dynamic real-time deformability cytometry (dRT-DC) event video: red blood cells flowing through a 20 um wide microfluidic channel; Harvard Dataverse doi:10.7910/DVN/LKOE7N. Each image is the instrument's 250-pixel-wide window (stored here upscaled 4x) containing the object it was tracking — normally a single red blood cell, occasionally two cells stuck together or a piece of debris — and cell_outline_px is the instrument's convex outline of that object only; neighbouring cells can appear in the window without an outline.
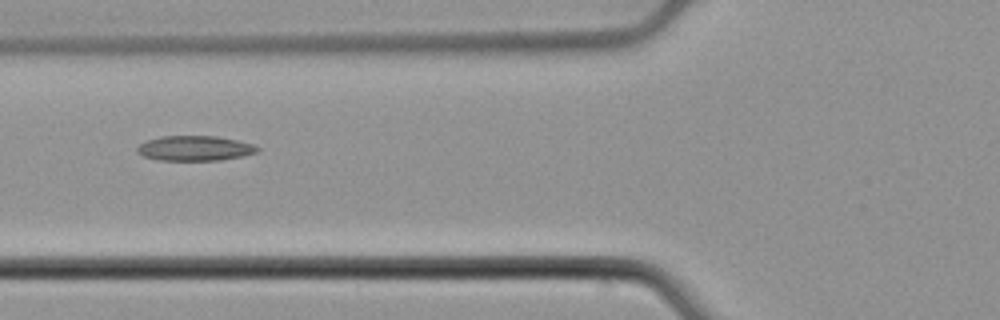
{"species": "common noctule bat (a hibernating species)", "species_latin": "Nyctalus noctula", "temperature_condition": "cold", "stored_images_in_passage": 9, "camera_frame_rate_fps": 3000, "um_per_image_px": 0.085, "animal": {"sex": "male", "body_mass_g": 21.5, "forearm_length_mm": 52.0}, "frame": {"image": 1, "passage_image": 6, "time_ms": 1.667, "image_size_px": [1000, 320], "cell_outline_px": [[260, 148], [256, 152], [240, 156], [220, 160], [156, 160], [144, 156], [136, 152], [136, 148], [140, 144], [148, 140], [160, 136], [216, 136], [236, 140], [252, 144]], "centroid_in_image_um": [16.51, 12.6], "position_along_channel_um": 109.3, "area_um2": 17.34}}
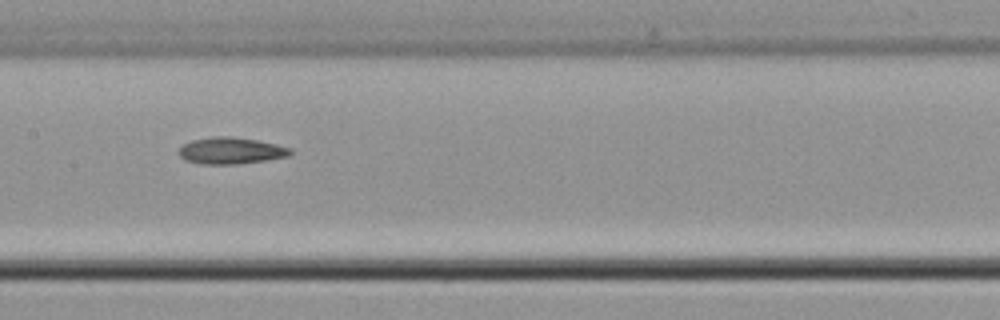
{"frame": {"image": 2, "passage_image": 8, "time_ms": 2.333, "image_size_px": [1000, 320], "cell_outline_px": [[292, 152], [288, 156], [264, 160], [236, 164], [200, 164], [184, 160], [176, 152], [184, 144], [192, 140], [212, 136], [232, 136], [256, 140], [276, 144], [292, 148]], "centroid_in_image_um": [19.59, 12.8], "position_along_channel_um": 187.8, "area_um2": 17.34}}
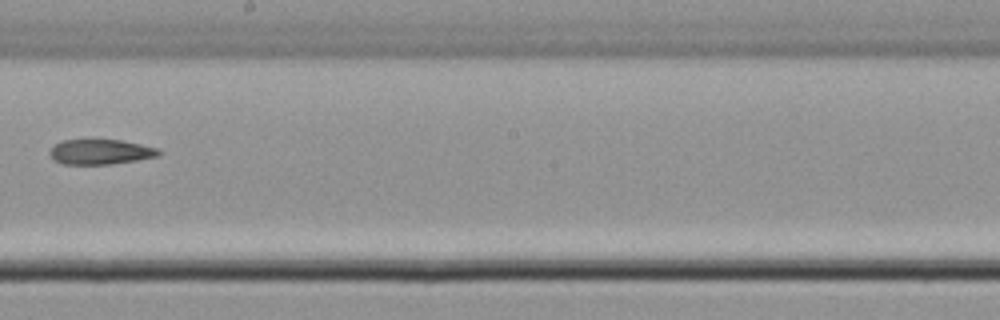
{"frame": {"image": 3, "passage_image": 9, "time_ms": 2.667, "image_size_px": [1000, 320], "cell_outline_px": [[160, 156], [112, 164], [64, 164], [56, 160], [48, 152], [56, 144], [64, 140], [120, 140], [140, 144], [156, 148], [160, 152]], "centroid_in_image_um": [8.56, 12.91], "position_along_channel_um": 239.6, "area_um2": 15.61}}